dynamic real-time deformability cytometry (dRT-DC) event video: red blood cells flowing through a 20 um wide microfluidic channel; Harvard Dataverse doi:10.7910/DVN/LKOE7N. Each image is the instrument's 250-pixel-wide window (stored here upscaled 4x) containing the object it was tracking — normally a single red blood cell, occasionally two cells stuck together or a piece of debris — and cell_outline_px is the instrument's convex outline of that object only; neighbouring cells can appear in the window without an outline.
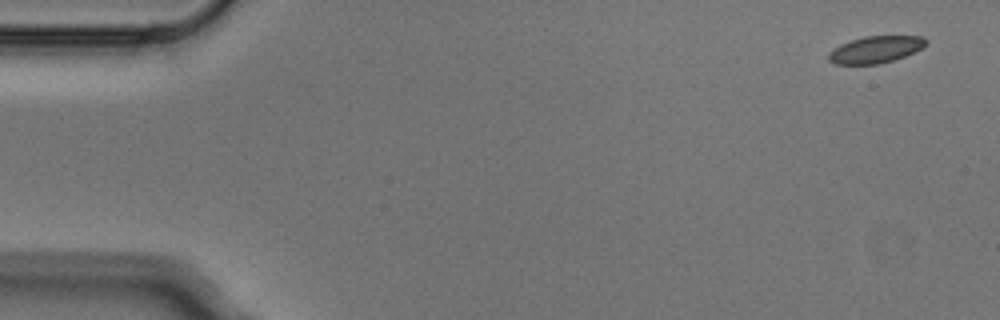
{"species": "Egyptian fruit bat (a non-hibernating species)", "species_latin": "Rousettus aegyptiacus", "temperature_condition": "cold", "stored_images_in_passage": 4, "camera_frame_rate_fps": 3000, "um_per_image_px": 0.085, "animal": {"sex": "male"}, "frame": {"image": 1, "passage_image": 1, "time_ms": 0.0, "image_size_px": [1000, 320], "cell_outline_px": [[928, 44], [904, 56], [880, 64], [836, 64], [828, 60], [828, 52], [840, 44], [864, 36], [924, 36], [928, 40]], "centroid_in_image_um": [74.41, 4.2], "position_along_channel_um": 10.6, "area_um2": 15.2}}
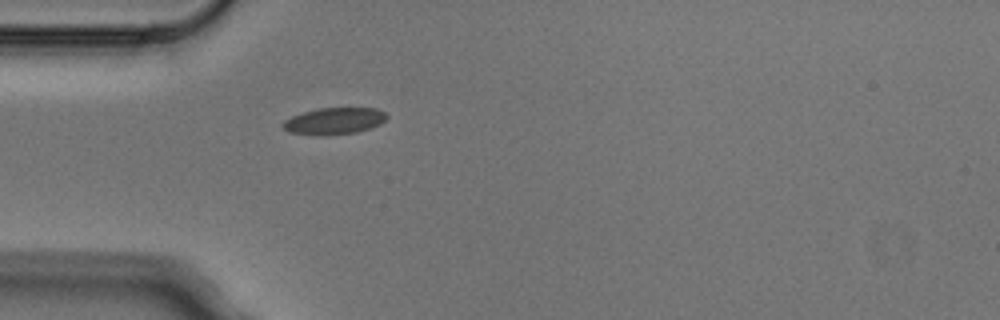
{"frame": {"image": 2, "passage_image": 4, "time_ms": 1.0, "image_size_px": [1000, 320], "cell_outline_px": [[388, 116], [380, 124], [372, 128], [356, 132], [324, 136], [316, 136], [288, 132], [280, 124], [284, 120], [292, 116], [316, 108], [376, 108], [384, 112]], "centroid_in_image_um": [28.38, 10.3], "position_along_channel_um": 56.6, "area_um2": 16.36}}